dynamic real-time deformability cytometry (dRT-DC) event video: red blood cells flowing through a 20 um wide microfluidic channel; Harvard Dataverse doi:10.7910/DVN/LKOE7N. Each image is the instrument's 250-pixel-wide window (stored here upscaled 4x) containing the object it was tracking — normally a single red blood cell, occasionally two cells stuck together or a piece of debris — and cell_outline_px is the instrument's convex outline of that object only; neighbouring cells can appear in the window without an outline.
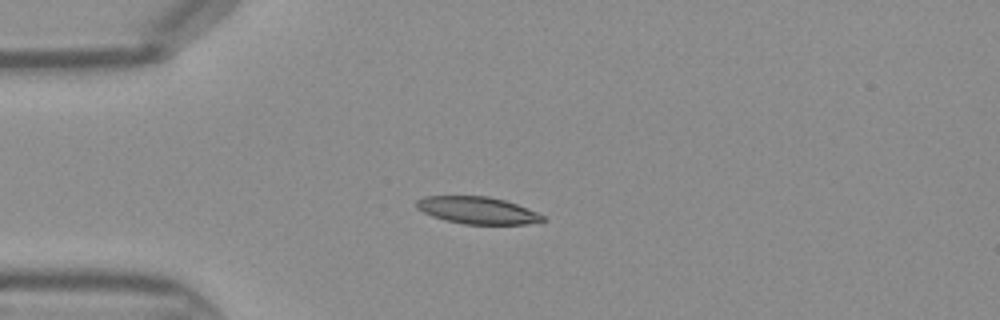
{"species": "Egyptian fruit bat (a non-hibernating species)", "species_latin": "Rousettus aegyptiacus", "temperature_condition": "warm", "stored_images_in_passage": 37, "camera_frame_rate_fps": 3000, "um_per_image_px": 0.085, "frame": {"image": 1, "passage_image": 4, "time_ms": 1.0, "image_size_px": [1000, 320], "cell_outline_px": [[544, 220], [528, 224], [464, 224], [444, 220], [432, 216], [416, 208], [416, 200], [424, 196], [488, 196], [504, 200], [516, 204], [536, 212], [544, 216]], "centroid_in_image_um": [40.54, 17.87], "position_along_channel_um": 44.5, "area_um2": 19.83}}
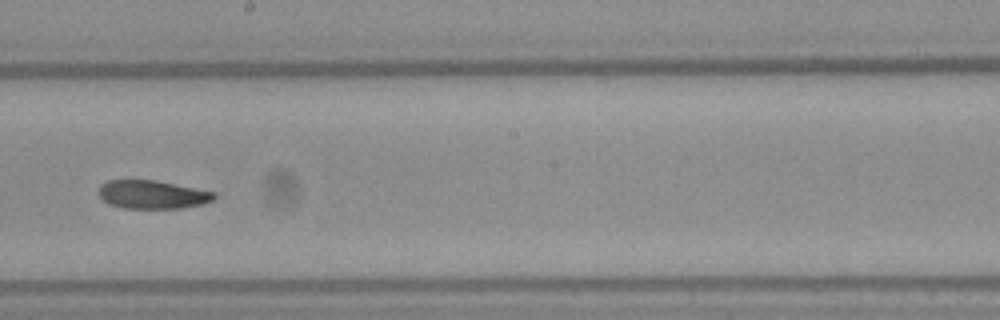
{"frame": {"image": 2, "passage_image": 18, "time_ms": 5.667, "image_size_px": [1000, 320], "cell_outline_px": [[216, 196], [212, 200], [200, 204], [180, 208], [124, 208], [108, 204], [100, 196], [100, 184], [108, 180], [156, 180], [216, 192]], "centroid_in_image_um": [12.94, 16.53], "position_along_channel_um": 235.3, "area_um2": 18.96}}
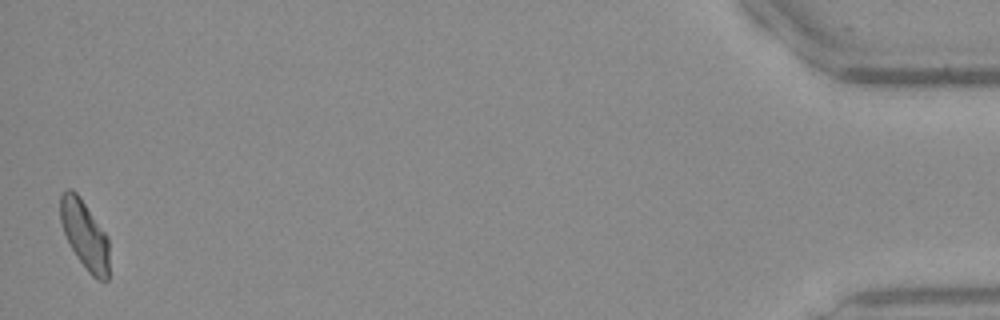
{"frame": {"image": 3, "passage_image": 37, "time_ms": 12.0, "image_size_px": [1000, 320], "cell_outline_px": [[108, 280], [96, 280], [88, 272], [76, 256], [64, 232], [60, 220], [60, 196], [68, 188], [72, 188], [80, 196], [108, 236]], "centroid_in_image_um": [7.2, 19.94], "position_along_channel_um": 428.0, "area_um2": 19.48}}